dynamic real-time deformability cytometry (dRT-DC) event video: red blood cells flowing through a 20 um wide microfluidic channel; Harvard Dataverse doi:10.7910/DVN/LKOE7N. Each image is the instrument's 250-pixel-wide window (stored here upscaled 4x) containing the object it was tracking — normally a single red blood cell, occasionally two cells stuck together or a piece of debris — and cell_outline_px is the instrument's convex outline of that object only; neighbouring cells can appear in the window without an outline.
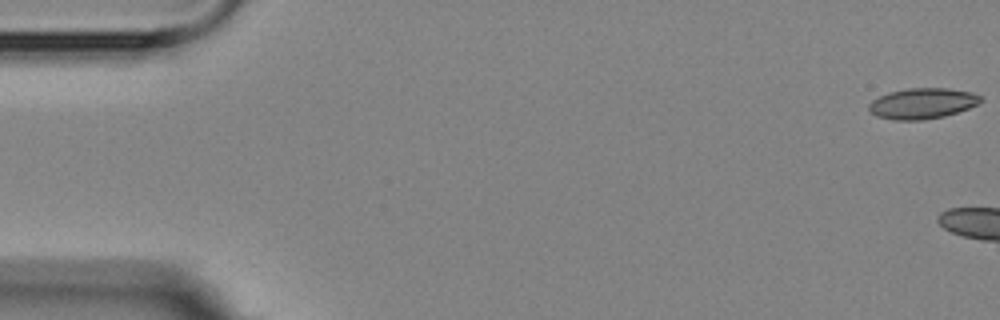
{"species": "Egyptian fruit bat (a non-hibernating species)", "species_latin": "Rousettus aegyptiacus", "temperature_condition": "room temperature", "stored_images_in_passage": 7, "camera_frame_rate_fps": 3000, "um_per_image_px": 0.085, "animal": {"sex": "female"}, "frame": {"image": 1, "passage_image": 1, "time_ms": 0.0, "image_size_px": [1000, 320], "cell_outline_px": [[984, 100], [968, 108], [944, 116], [924, 120], [892, 120], [876, 116], [868, 108], [868, 104], [872, 100], [888, 92], [908, 88], [948, 88], [972, 92], [980, 96]], "centroid_in_image_um": [78.38, 8.79], "position_along_channel_um": 6.6, "area_um2": 20.0}}